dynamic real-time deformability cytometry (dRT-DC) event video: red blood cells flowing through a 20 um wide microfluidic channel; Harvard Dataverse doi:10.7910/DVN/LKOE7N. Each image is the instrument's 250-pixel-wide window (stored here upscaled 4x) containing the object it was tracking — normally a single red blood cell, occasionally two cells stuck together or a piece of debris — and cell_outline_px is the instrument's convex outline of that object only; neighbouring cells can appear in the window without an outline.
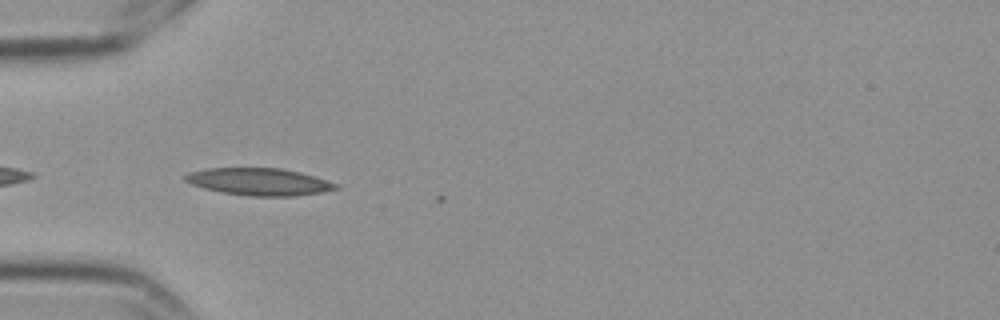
{"species": "Egyptian fruit bat (a non-hibernating species)", "species_latin": "Rousettus aegyptiacus", "temperature_condition": "cold", "stored_images_in_passage": 5, "camera_frame_rate_fps": 3000, "um_per_image_px": 0.085, "frame": {"image": 1, "passage_image": 4, "time_ms": 1.0, "image_size_px": [1000, 320], "cell_outline_px": [[340, 188], [320, 192], [292, 196], [252, 196], [224, 192], [204, 188], [192, 184], [184, 180], [184, 176], [188, 172], [208, 168], [280, 168], [300, 172], [340, 184]], "centroid_in_image_um": [22.04, 15.44], "position_along_channel_um": 63.0, "area_um2": 23.7}}
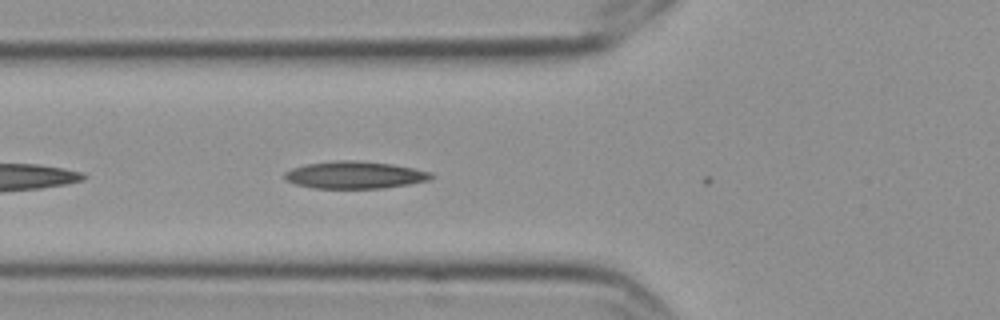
{"frame": {"image": 2, "passage_image": 5, "time_ms": 1.333, "image_size_px": [1000, 320], "cell_outline_px": [[432, 176], [428, 180], [408, 184], [384, 188], [316, 188], [296, 184], [284, 180], [284, 172], [292, 168], [304, 164], [336, 160], [356, 160], [392, 164], [432, 172]], "centroid_in_image_um": [30.11, 14.86], "position_along_channel_um": 95.7, "area_um2": 23.24}}